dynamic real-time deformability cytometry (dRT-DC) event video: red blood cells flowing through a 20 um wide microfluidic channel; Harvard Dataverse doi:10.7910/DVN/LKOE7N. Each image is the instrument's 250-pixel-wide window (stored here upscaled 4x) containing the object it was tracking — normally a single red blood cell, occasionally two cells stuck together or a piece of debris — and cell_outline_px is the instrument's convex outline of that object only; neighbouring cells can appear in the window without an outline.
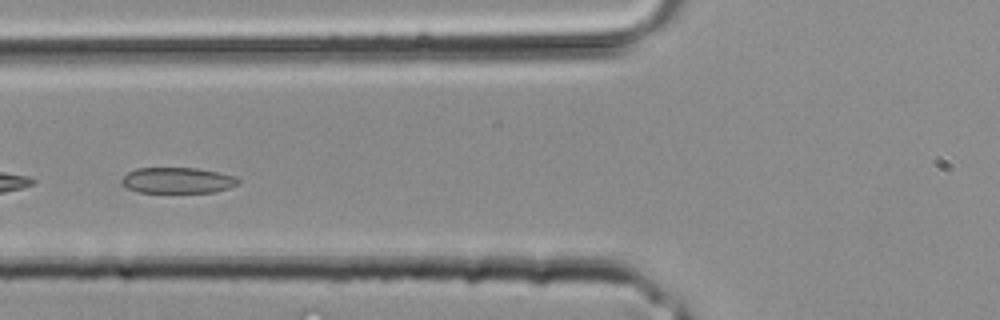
{"species": "common noctule bat (a hibernating species)", "species_latin": "Nyctalus noctula", "temperature_condition": "room temperature", "stored_images_in_passage": 31, "camera_frame_rate_fps": 3000, "um_per_image_px": 0.085, "animal": {"sex": "male", "body_mass_g": 20.4}, "frame": {"image": 1, "passage_image": 10, "time_ms": 3.0, "image_size_px": [1000, 320], "cell_outline_px": [[240, 180], [236, 184], [228, 188], [212, 192], [136, 192], [120, 184], [120, 180], [128, 172], [136, 168], [196, 168], [220, 172], [236, 176]], "centroid_in_image_um": [15.06, 15.32], "position_along_channel_um": 110.7, "area_um2": 17.57}}
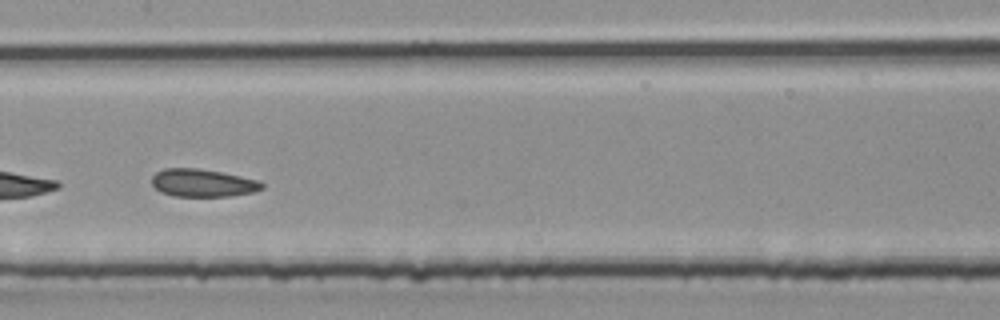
{"frame": {"image": 2, "passage_image": 14, "time_ms": 4.333, "image_size_px": [1000, 320], "cell_outline_px": [[264, 188], [252, 192], [228, 196], [172, 196], [160, 192], [152, 184], [152, 176], [156, 172], [164, 168], [200, 168], [260, 180], [264, 184]], "centroid_in_image_um": [17.22, 15.54], "position_along_channel_um": 190.2, "area_um2": 17.86}}
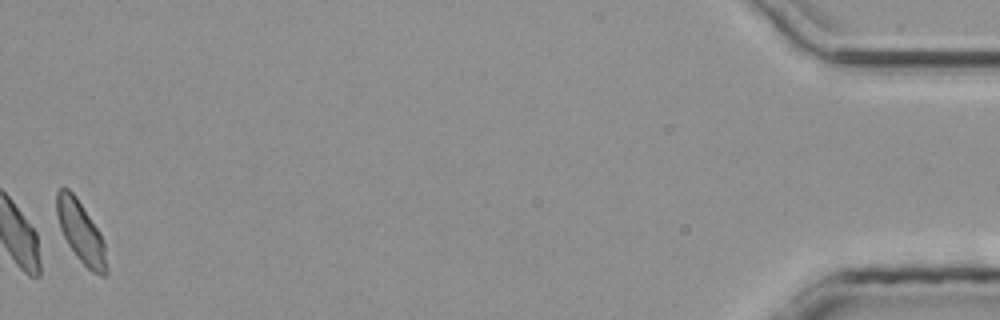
{"frame": {"image": 3, "passage_image": 31, "time_ms": 10.0, "image_size_px": [1000, 320], "cell_outline_px": [[108, 272], [104, 276], [100, 276], [92, 272], [76, 256], [68, 244], [60, 228], [56, 216], [56, 192], [60, 188], [68, 188], [76, 196], [100, 232], [104, 244], [108, 268]], "centroid_in_image_um": [6.87, 19.73], "position_along_channel_um": 428.3, "area_um2": 17.92}}